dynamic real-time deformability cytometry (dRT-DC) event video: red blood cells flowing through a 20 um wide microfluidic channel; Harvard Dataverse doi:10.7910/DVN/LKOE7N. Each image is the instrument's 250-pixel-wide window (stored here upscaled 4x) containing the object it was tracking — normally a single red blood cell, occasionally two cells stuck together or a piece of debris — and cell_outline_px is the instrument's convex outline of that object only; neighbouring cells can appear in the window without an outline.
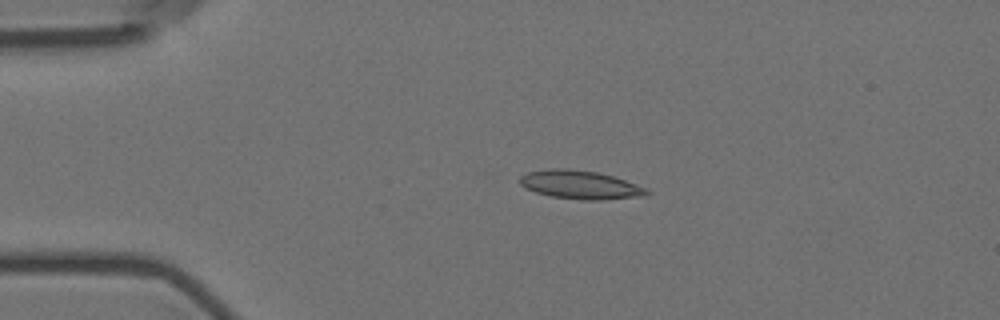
{"species": "Egyptian fruit bat (a non-hibernating species)", "species_latin": "Rousettus aegyptiacus", "temperature_condition": "room temperature", "stored_images_in_passage": 3, "camera_frame_rate_fps": 3000, "um_per_image_px": 0.085, "animal": {"sex": "female"}, "frame": {"image": 1, "passage_image": 2, "time_ms": 0.333, "image_size_px": [1000, 320], "cell_outline_px": [[652, 192], [648, 196], [604, 200], [580, 200], [552, 196], [536, 192], [524, 188], [520, 184], [520, 176], [528, 172], [548, 168], [568, 168], [596, 172], [612, 176], [648, 188]], "centroid_in_image_um": [49.36, 15.71], "position_along_channel_um": 35.6, "area_um2": 21.33}}